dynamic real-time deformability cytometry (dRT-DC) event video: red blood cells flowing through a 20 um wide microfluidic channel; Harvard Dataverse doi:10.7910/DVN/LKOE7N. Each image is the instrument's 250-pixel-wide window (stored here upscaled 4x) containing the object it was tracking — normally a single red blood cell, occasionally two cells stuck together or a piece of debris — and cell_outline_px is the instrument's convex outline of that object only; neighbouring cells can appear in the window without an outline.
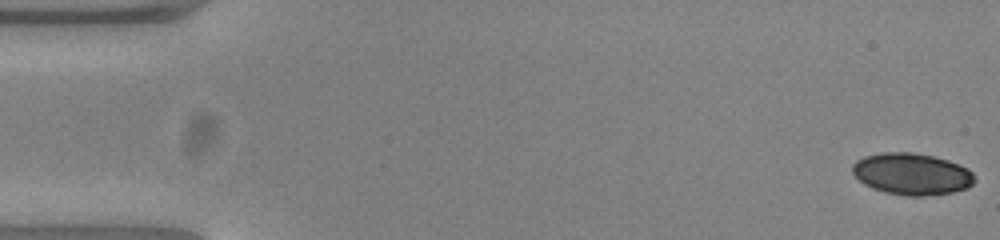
{"species": "common noctule bat (a hibernating species)", "species_latin": "Nyctalus noctula", "temperature_condition": "warm", "stored_images_in_passage": 52, "camera_frame_rate_fps": 3000, "um_per_image_px": 0.085, "animal": {"sex": "female", "body_mass_g": 23.0, "forearm_length_mm": 53.4}, "frame": {"image": 1, "passage_image": 1, "time_ms": 0.0, "image_size_px": [1000, 240], "cell_outline_px": [[976, 180], [968, 188], [952, 192], [924, 196], [904, 196], [884, 192], [872, 188], [864, 184], [852, 172], [852, 164], [856, 160], [864, 156], [880, 152], [912, 152], [932, 156], [948, 160], [960, 164], [968, 168], [976, 176]], "centroid_in_image_um": [77.51, 14.78], "position_along_channel_um": 7.5, "area_um2": 30.0}}